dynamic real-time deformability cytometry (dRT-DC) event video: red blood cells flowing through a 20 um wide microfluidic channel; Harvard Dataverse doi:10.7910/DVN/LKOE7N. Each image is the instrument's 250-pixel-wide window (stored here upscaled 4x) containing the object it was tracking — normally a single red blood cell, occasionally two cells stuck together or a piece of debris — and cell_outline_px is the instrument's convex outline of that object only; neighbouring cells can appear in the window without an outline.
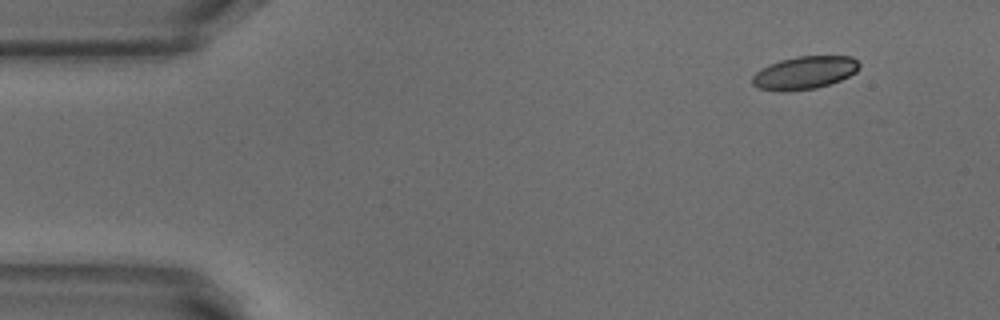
{"species": "common noctule bat (a hibernating species)", "species_latin": "Nyctalus noctula", "temperature_condition": "warm", "stored_images_in_passage": 7, "camera_frame_rate_fps": 3000, "um_per_image_px": 0.085, "animal": {"sex": "male", "body_mass_g": 18.8}, "frame": {"image": 1, "passage_image": 1, "time_ms": 0.0, "image_size_px": [1000, 320], "cell_outline_px": [[860, 68], [856, 72], [840, 80], [816, 88], [756, 88], [752, 84], [752, 76], [760, 68], [768, 64], [780, 60], [796, 56], [852, 56], [860, 64]], "centroid_in_image_um": [68.42, 6.12], "position_along_channel_um": 16.6, "area_um2": 19.83}}